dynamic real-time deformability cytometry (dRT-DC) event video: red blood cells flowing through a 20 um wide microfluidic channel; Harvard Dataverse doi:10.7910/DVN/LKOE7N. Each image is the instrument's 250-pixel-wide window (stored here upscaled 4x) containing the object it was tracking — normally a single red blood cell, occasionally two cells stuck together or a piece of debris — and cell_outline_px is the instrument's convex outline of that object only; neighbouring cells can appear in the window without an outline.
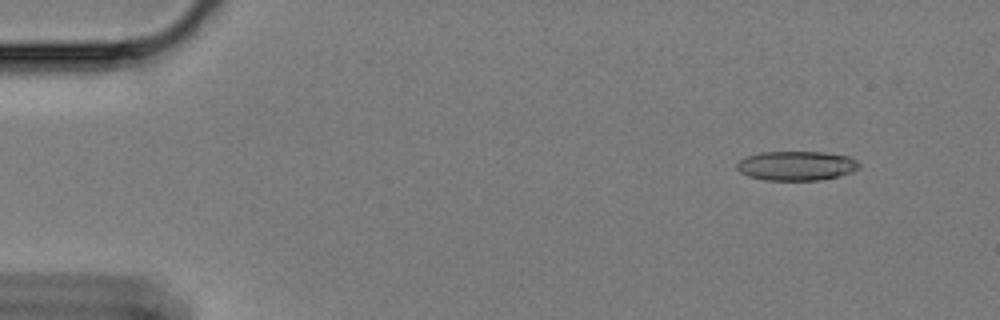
{"species": "Egyptian fruit bat (a non-hibernating species)", "species_latin": "Rousettus aegyptiacus", "temperature_condition": "cold", "stored_images_in_passage": 56, "segment_of_instrument_passage": [1, 2], "camera_frame_rate_fps": 3000, "um_per_image_px": 0.085, "animal": {"sex": "female"}, "frame": {"image": 1, "passage_image": 1, "time_ms": 0.0, "image_size_px": [1000, 320], "cell_outline_px": [[860, 168], [852, 172], [840, 176], [820, 180], [764, 180], [748, 176], [740, 172], [736, 168], [736, 164], [740, 160], [748, 156], [760, 152], [824, 152], [848, 156], [856, 160], [860, 164]], "centroid_in_image_um": [67.71, 14.09], "position_along_channel_um": 17.3, "area_um2": 21.04}}
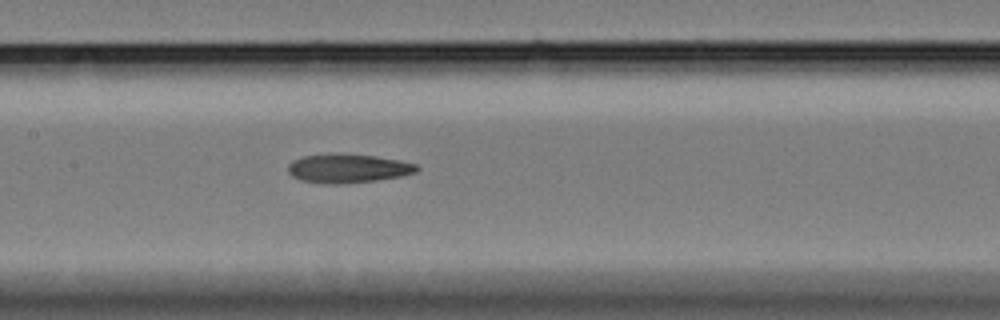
{"frame": {"image": 2, "passage_image": 24, "time_ms": 7.667, "image_size_px": [1000, 320], "cell_outline_px": [[420, 168], [416, 172], [400, 176], [376, 180], [340, 184], [320, 184], [300, 180], [292, 176], [288, 172], [288, 164], [292, 160], [304, 156], [336, 152], [372, 156], [400, 160], [416, 164]], "centroid_in_image_um": [29.53, 14.31], "position_along_channel_um": 177.9, "area_um2": 21.91}}
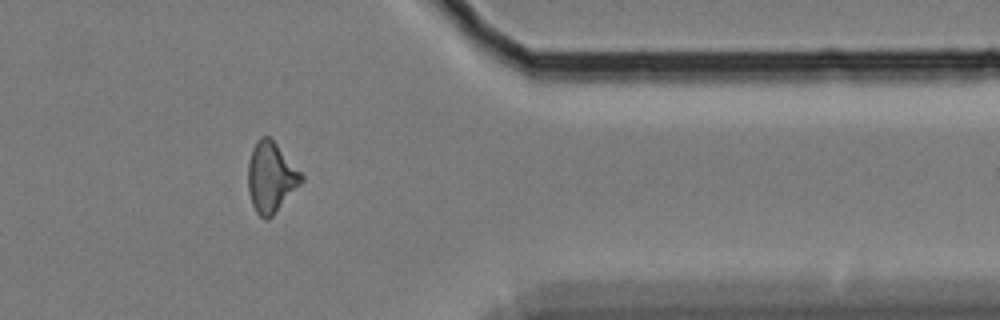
{"frame": {"image": 3, "passage_image": 44, "time_ms": 14.333, "image_size_px": [1000, 320], "cell_outline_px": [[304, 180], [272, 216], [268, 220], [264, 220], [256, 212], [252, 204], [248, 192], [248, 160], [252, 148], [256, 140], [260, 136], [268, 136], [276, 144], [304, 176]], "centroid_in_image_um": [23.0, 15.07], "position_along_channel_um": 388.4, "area_um2": 21.73}}